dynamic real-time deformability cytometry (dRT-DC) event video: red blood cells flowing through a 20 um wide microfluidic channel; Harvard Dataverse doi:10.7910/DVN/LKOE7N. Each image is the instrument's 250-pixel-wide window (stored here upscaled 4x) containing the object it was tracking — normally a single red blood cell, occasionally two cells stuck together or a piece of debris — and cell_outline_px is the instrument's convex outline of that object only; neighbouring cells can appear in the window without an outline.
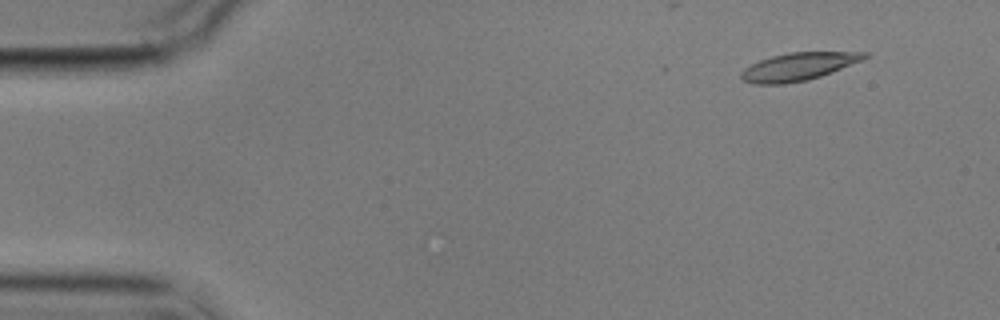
{"species": "common noctule bat (a hibernating species)", "species_latin": "Nyctalus noctula", "temperature_condition": "cold", "stored_images_in_passage": 2, "camera_frame_rate_fps": 3000, "um_per_image_px": 0.085, "animal": {"sex": "male", "body_mass_g": 17.9}, "frame": {"image": 1, "passage_image": 2, "time_ms": 1.0, "image_size_px": [1000, 320], "cell_outline_px": [[868, 56], [864, 60], [820, 76], [808, 80], [784, 84], [752, 84], [740, 80], [740, 72], [744, 68], [760, 60], [772, 56], [792, 52], [868, 52]], "centroid_in_image_um": [67.83, 5.67], "position_along_channel_um": 17.2, "area_um2": 20.0}}